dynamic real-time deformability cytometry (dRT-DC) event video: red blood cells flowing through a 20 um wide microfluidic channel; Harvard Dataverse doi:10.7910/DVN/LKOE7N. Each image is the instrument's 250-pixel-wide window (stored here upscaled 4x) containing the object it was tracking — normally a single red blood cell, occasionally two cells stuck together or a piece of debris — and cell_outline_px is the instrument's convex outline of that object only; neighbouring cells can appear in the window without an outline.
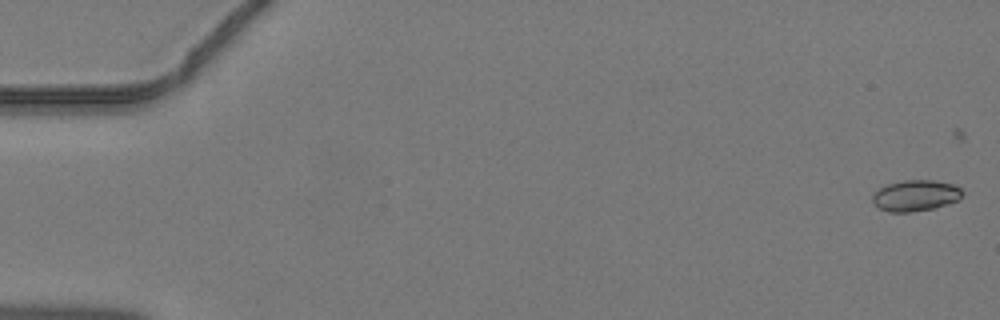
{"species": "common noctule bat (a hibernating species)", "species_latin": "Nyctalus noctula", "temperature_condition": "warm", "stored_images_in_passage": 11, "camera_frame_rate_fps": 3000, "um_per_image_px": 0.085, "animal": {"sex": "male", "body_mass_g": 19.2, "forearm_length_mm": 51.8}, "frame": {"image": 1, "passage_image": 2, "time_ms": 0.333, "image_size_px": [1000, 320], "cell_outline_px": [[964, 192], [960, 200], [948, 204], [932, 208], [912, 212], [888, 212], [880, 208], [872, 200], [872, 196], [880, 188], [888, 184], [904, 180], [932, 180], [952, 184], [960, 188]], "centroid_in_image_um": [77.86, 16.62], "position_along_channel_um": 7.1, "area_um2": 16.18}}